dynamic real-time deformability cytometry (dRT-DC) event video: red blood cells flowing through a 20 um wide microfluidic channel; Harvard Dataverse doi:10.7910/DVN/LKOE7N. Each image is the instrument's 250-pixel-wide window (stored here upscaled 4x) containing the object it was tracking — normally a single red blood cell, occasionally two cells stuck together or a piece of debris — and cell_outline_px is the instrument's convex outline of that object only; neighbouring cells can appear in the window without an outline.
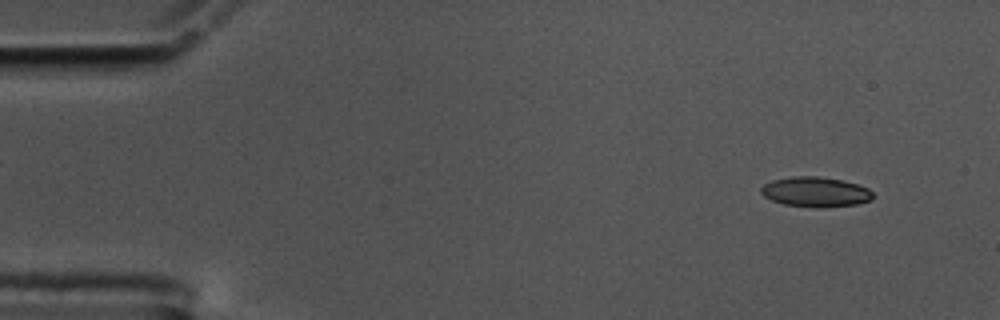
{"species": "common noctule bat (a hibernating species)", "species_latin": "Nyctalus noctula", "temperature_condition": "cold", "stored_images_in_passage": 53, "segment_of_instrument_passage": [1, 2], "camera_frame_rate_fps": 3000, "um_per_image_px": 0.085, "animal": {"sex": "male", "body_mass_g": 17.5, "forearm_length_mm": 52.3}, "frame": {"image": 1, "passage_image": 3, "time_ms": 0.667, "image_size_px": [1000, 320], "cell_outline_px": [[872, 200], [856, 204], [820, 208], [784, 204], [772, 200], [764, 196], [760, 192], [760, 188], [764, 184], [772, 180], [792, 176], [820, 176], [844, 180], [868, 188], [872, 192]], "centroid_in_image_um": [69.31, 16.3], "position_along_channel_um": 15.7, "area_um2": 19.59}}
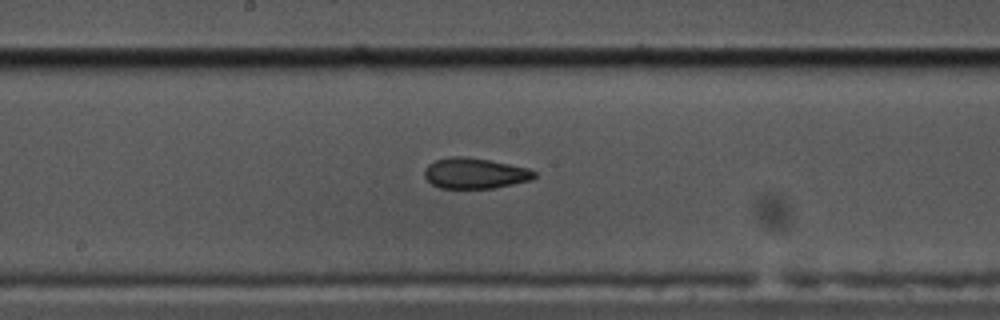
{"frame": {"image": 2, "passage_image": 28, "time_ms": 9.0, "image_size_px": [1000, 320], "cell_outline_px": [[536, 176], [532, 180], [496, 188], [440, 188], [432, 184], [424, 176], [424, 168], [428, 164], [436, 160], [448, 156], [464, 156], [488, 160], [528, 168], [536, 172]], "centroid_in_image_um": [40.36, 14.73], "position_along_channel_um": 207.8, "area_um2": 19.71}}
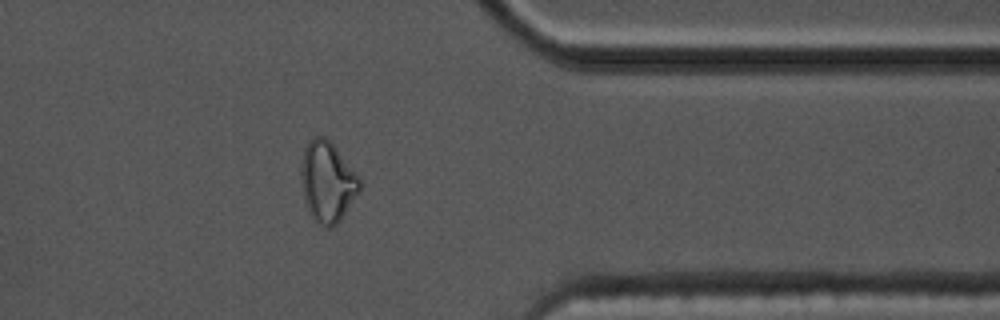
{"frame": {"image": 3, "passage_image": 44, "time_ms": 14.333, "image_size_px": [1000, 320], "cell_outline_px": [[364, 184], [340, 220], [336, 224], [328, 228], [324, 228], [312, 220], [304, 200], [300, 180], [300, 168], [304, 148], [308, 140], [316, 136], [324, 136], [332, 144], [360, 176]], "centroid_in_image_um": [27.82, 15.47], "position_along_channel_um": 383.6, "area_um2": 27.92}}